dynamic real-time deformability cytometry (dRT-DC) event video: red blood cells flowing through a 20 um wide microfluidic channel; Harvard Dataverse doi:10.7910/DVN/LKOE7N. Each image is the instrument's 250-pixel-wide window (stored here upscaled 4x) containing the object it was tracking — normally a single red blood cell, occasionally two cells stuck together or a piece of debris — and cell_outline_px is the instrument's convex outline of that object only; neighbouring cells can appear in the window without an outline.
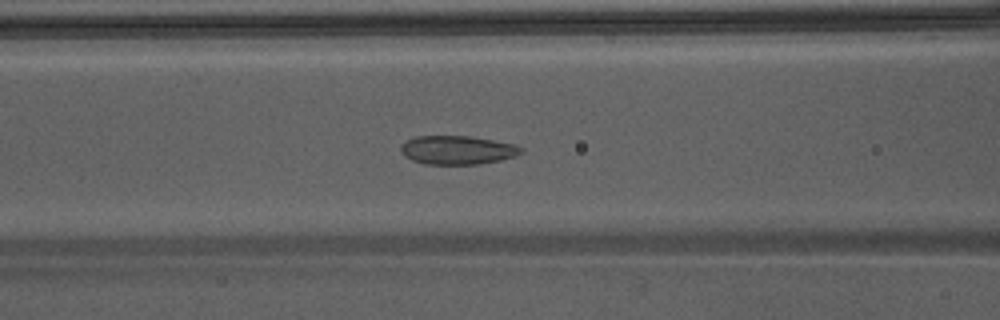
{"species": "Egyptian fruit bat (a non-hibernating species)", "species_latin": "Rousettus aegyptiacus", "temperature_condition": "warm", "stored_images_in_passage": 38, "camera_frame_rate_fps": 3000, "um_per_image_px": 0.085, "animal": {"sex": "male"}, "frame": {"image": 1, "passage_image": 10, "time_ms": 3.0, "image_size_px": [1000, 320], "cell_outline_px": [[524, 152], [516, 156], [500, 160], [480, 164], [424, 164], [412, 160], [404, 156], [400, 152], [400, 148], [408, 140], [416, 136], [472, 136], [512, 144], [524, 148]], "centroid_in_image_um": [38.89, 12.76], "position_along_channel_um": 127.7, "area_um2": 20.11}}
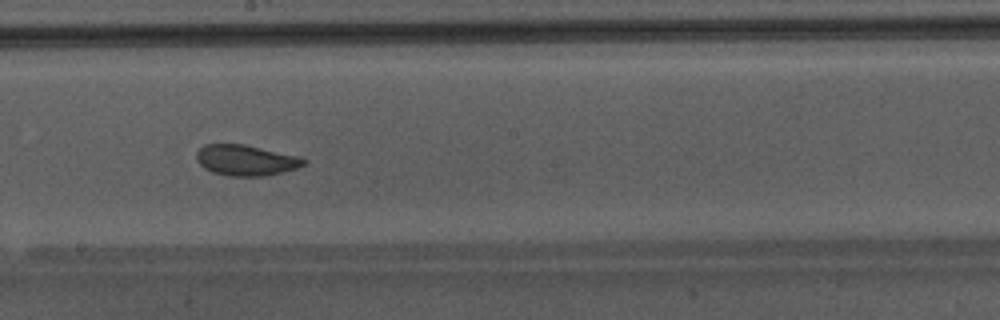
{"frame": {"image": 2, "passage_image": 17, "time_ms": 5.333, "image_size_px": [1000, 320], "cell_outline_px": [[308, 160], [304, 164], [296, 168], [264, 176], [228, 176], [212, 172], [204, 168], [196, 160], [196, 152], [204, 144], [244, 144], [296, 156]], "centroid_in_image_um": [20.84, 13.62], "position_along_channel_um": 227.4, "area_um2": 19.02}}
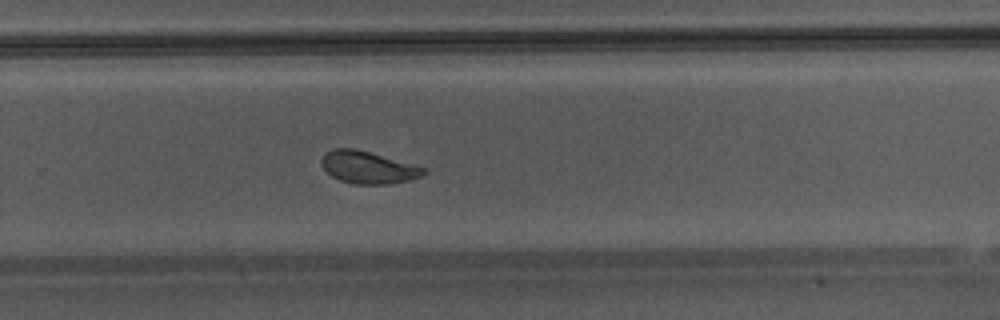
{"frame": {"image": 3, "passage_image": 22, "time_ms": 7.0, "image_size_px": [1000, 320], "cell_outline_px": [[428, 172], [420, 176], [408, 180], [388, 184], [356, 184], [340, 180], [332, 176], [320, 164], [320, 160], [332, 148], [356, 148], [428, 168]], "centroid_in_image_um": [31.31, 14.22], "position_along_channel_um": 298.5, "area_um2": 19.19}, "authors_computed_cell_mechanics": {"area_um2": 20.0566, "velocity_mm_per_s": 4.2813, "shape_relaxation_time_tau1_ms": 4.2251, "shape_relaxation_time_tau2_ms": 0.962, "deformation_change_tau1": 0.1028, "deformation_change_tau2": 0.059}}